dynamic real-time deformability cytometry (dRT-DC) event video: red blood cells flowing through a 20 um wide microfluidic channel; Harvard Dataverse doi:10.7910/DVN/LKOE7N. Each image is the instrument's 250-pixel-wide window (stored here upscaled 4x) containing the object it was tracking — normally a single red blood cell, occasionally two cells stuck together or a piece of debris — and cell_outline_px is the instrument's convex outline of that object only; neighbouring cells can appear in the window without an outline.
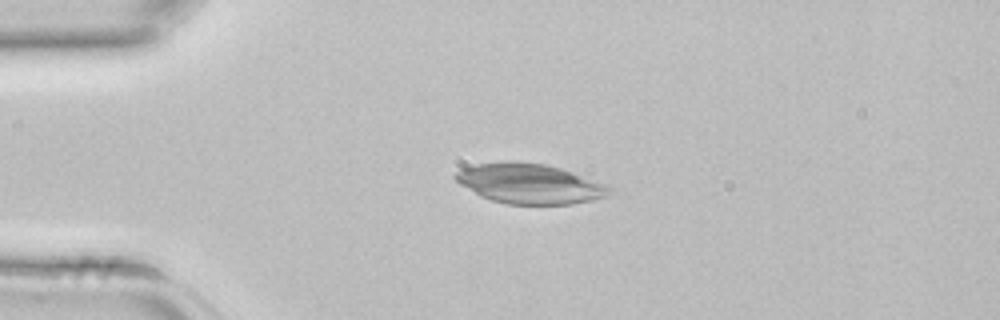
{"species": "common noctule bat (a hibernating species)", "species_latin": "Nyctalus noctula", "temperature_condition": "room temperature", "stored_images_in_passage": 39, "camera_frame_rate_fps": 3000, "um_per_image_px": 0.085, "animal": {"sex": "female", "body_mass_g": 22.7, "forearm_length_mm": 54.2}, "frame": {"image": 1, "passage_image": 6, "time_ms": 1.667, "image_size_px": [1000, 320], "cell_outline_px": [[612, 192], [604, 196], [592, 200], [572, 204], [508, 204], [492, 200], [480, 196], [460, 184], [452, 176], [456, 172], [464, 168], [476, 164], [508, 160], [512, 160], [544, 164], [560, 168], [608, 184], [612, 188]], "centroid_in_image_um": [45.02, 15.6], "position_along_channel_um": 40.0, "area_um2": 35.89}}
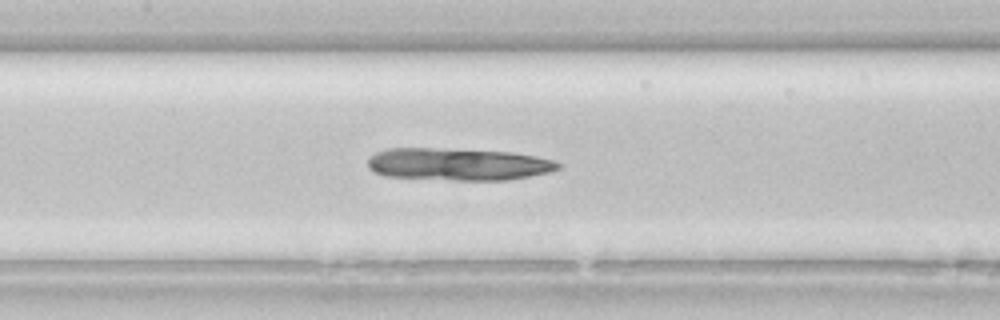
{"frame": {"image": 2, "passage_image": 16, "time_ms": 5.0, "image_size_px": [1000, 320], "cell_outline_px": [[564, 164], [560, 168], [552, 172], [508, 180], [456, 180], [384, 176], [368, 168], [368, 156], [376, 152], [388, 148], [436, 148], [512, 152], [536, 156], [552, 160]], "centroid_in_image_um": [38.96, 13.96], "position_along_channel_um": 168.4, "area_um2": 36.07}}
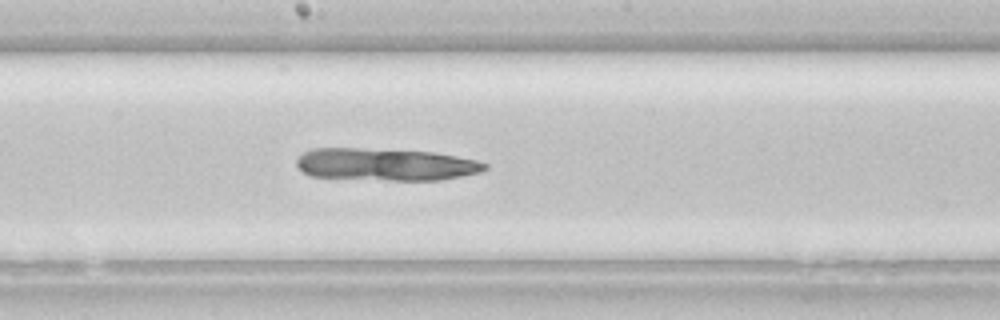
{"frame": {"image": 3, "passage_image": 19, "time_ms": 6.0, "image_size_px": [1000, 320], "cell_outline_px": [[488, 168], [480, 172], [440, 180], [392, 180], [308, 176], [296, 164], [296, 160], [304, 152], [312, 148], [356, 148], [436, 152], [476, 160], [488, 164]], "centroid_in_image_um": [32.78, 13.97], "position_along_channel_um": 215.4, "area_um2": 35.32}}